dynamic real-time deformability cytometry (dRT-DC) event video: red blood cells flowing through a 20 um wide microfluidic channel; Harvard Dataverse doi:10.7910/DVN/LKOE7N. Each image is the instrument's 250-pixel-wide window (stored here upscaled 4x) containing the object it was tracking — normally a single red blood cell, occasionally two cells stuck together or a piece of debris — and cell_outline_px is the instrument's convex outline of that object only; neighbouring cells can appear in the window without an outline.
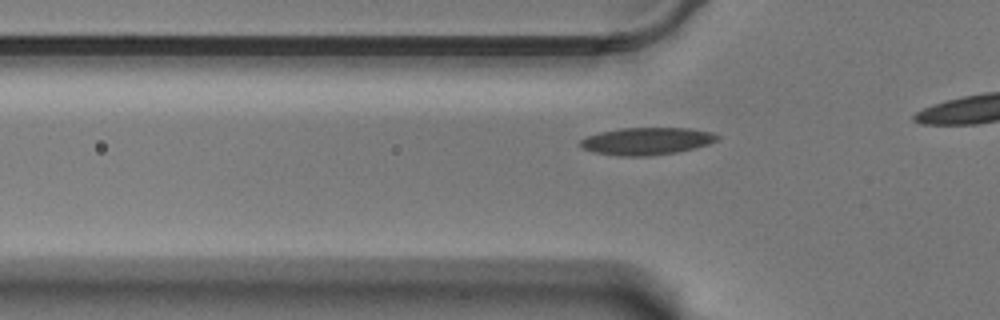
{"species": "Egyptian fruit bat (a non-hibernating species)", "species_latin": "Rousettus aegyptiacus", "temperature_condition": "warm", "stored_images_in_passage": 17, "camera_frame_rate_fps": 3000, "um_per_image_px": 0.085, "animal": {"sex": "male"}, "frame": {"image": 1, "passage_image": 7, "time_ms": 2.0, "image_size_px": [1000, 320], "cell_outline_px": [[720, 136], [716, 140], [708, 144], [676, 152], [648, 156], [616, 156], [592, 152], [584, 148], [580, 144], [580, 140], [588, 136], [600, 132], [620, 128], [688, 128], [712, 132]], "centroid_in_image_um": [54.94, 11.99], "position_along_channel_um": 70.9, "area_um2": 21.68}}
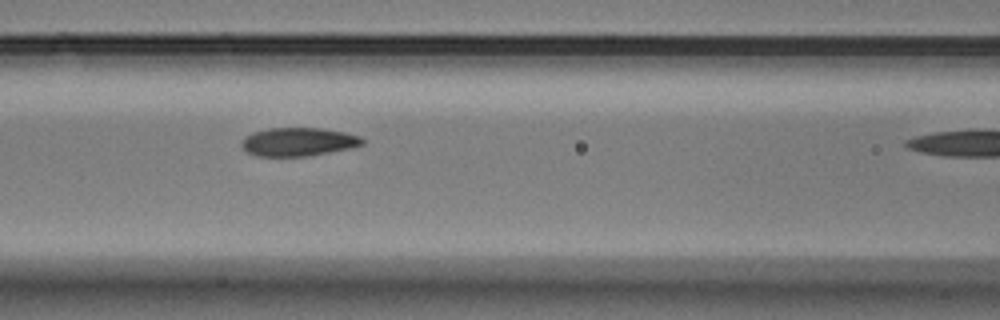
{"frame": {"image": 2, "passage_image": 13, "time_ms": 4.0, "image_size_px": [1000, 320], "cell_outline_px": [[364, 144], [348, 148], [308, 156], [256, 156], [248, 152], [240, 144], [244, 136], [252, 132], [268, 128], [320, 128], [344, 132], [360, 136], [364, 140]], "centroid_in_image_um": [25.32, 12.05], "position_along_channel_um": 141.3, "area_um2": 19.94}}
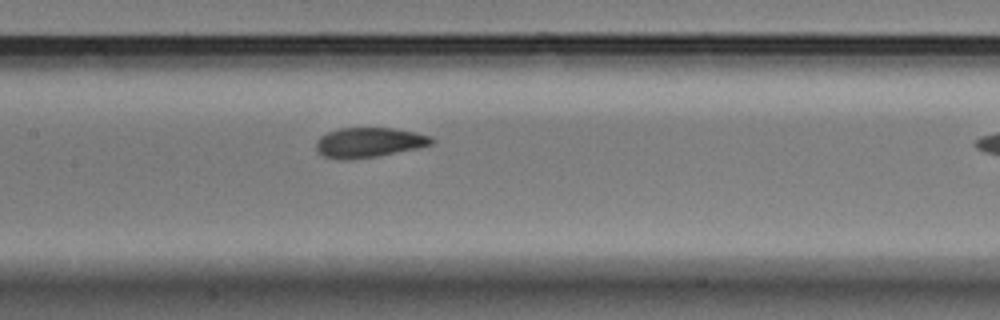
{"frame": {"image": 3, "passage_image": 16, "time_ms": 5.0, "image_size_px": [1000, 320], "cell_outline_px": [[436, 140], [432, 144], [416, 148], [376, 156], [348, 160], [340, 160], [320, 156], [316, 152], [316, 140], [320, 136], [328, 132], [340, 128], [392, 128], [416, 132], [432, 136]], "centroid_in_image_um": [31.32, 12.11], "position_along_channel_um": 176.1, "area_um2": 20.29}}